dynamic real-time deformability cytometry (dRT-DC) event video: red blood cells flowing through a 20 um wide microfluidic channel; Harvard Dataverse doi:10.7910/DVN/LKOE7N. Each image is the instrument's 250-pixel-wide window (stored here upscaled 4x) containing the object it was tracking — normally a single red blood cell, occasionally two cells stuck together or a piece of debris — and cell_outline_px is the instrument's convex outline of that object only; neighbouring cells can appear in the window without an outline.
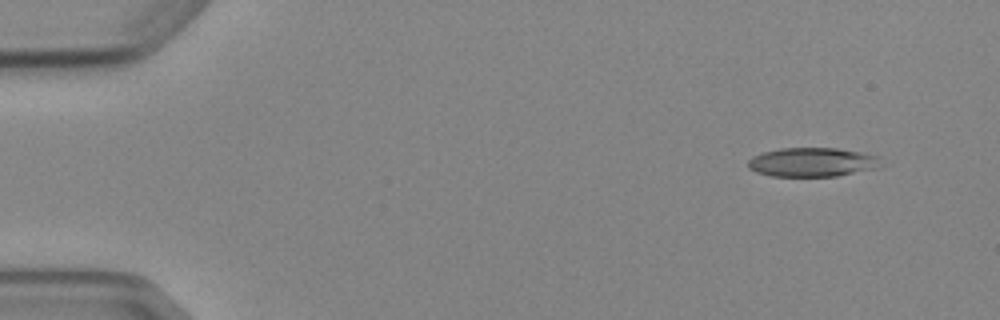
{"species": "Egyptian fruit bat (a non-hibernating species)", "species_latin": "Rousettus aegyptiacus", "temperature_condition": "cold", "stored_images_in_passage": 4, "camera_frame_rate_fps": 3000, "um_per_image_px": 0.085, "animal": {"sex": "female"}, "frame": {"image": 1, "passage_image": 1, "time_ms": 0.0, "image_size_px": [1000, 320], "cell_outline_px": [[880, 168], [836, 176], [772, 176], [756, 172], [748, 168], [748, 160], [752, 156], [760, 152], [780, 148], [836, 148], [860, 152], [880, 156]], "centroid_in_image_um": [69.03, 13.78], "position_along_channel_um": 16.0, "area_um2": 22.72}}
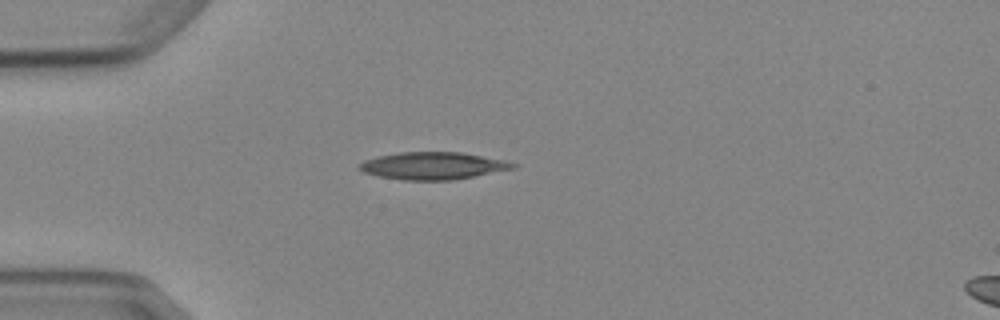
{"frame": {"image": 2, "passage_image": 4, "time_ms": 3.333, "image_size_px": [1000, 320], "cell_outline_px": [[516, 168], [452, 180], [404, 180], [380, 176], [364, 172], [356, 168], [364, 160], [380, 156], [400, 152], [460, 152], [504, 160], [516, 164]], "centroid_in_image_um": [36.79, 14.09], "position_along_channel_um": 48.2, "area_um2": 24.16}}